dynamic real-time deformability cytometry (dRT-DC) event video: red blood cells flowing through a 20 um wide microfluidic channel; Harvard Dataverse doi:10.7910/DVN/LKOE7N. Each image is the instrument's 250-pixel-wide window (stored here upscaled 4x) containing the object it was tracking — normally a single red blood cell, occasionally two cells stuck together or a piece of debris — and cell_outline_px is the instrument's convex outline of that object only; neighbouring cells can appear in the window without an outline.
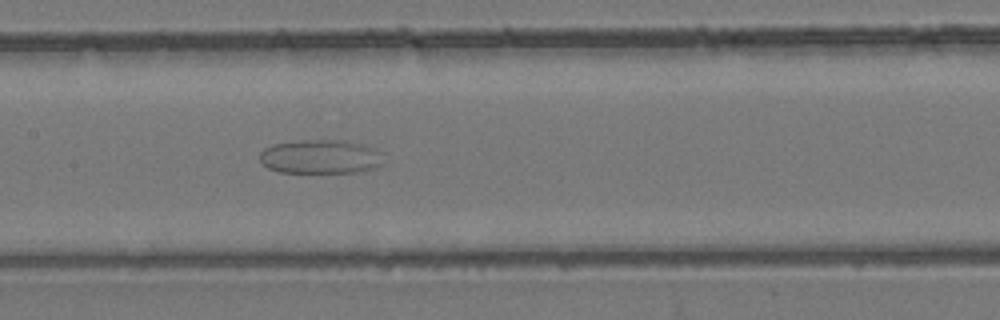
{"species": "common noctule bat (a hibernating species)", "species_latin": "Nyctalus noctula", "temperature_condition": "room temperature", "stored_images_in_passage": 55, "camera_frame_rate_fps": 3000, "um_per_image_px": 0.085, "animal": {"sex": "female", "body_mass_g": 24.6, "forearm_length_mm": 56.2}, "frame": {"image": 1, "passage_image": 27, "time_ms": 8.667, "image_size_px": [1000, 320], "cell_outline_px": [[384, 164], [376, 168], [360, 172], [280, 172], [268, 168], [260, 160], [260, 152], [264, 148], [272, 144], [300, 140], [336, 140], [360, 144], [376, 148], [380, 152]], "centroid_in_image_um": [27.25, 13.32], "position_along_channel_um": 180.1, "area_um2": 24.57}}
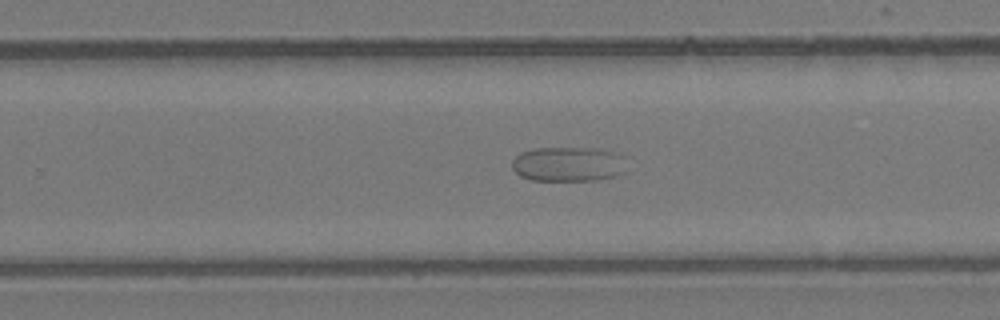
{"frame": {"image": 2, "passage_image": 35, "time_ms": 11.333, "image_size_px": [1000, 320], "cell_outline_px": [[624, 172], [616, 176], [596, 180], [532, 180], [520, 176], [512, 168], [512, 160], [520, 152], [532, 148], [596, 148], [612, 152], [624, 156]], "centroid_in_image_um": [48.27, 13.95], "position_along_channel_um": 281.5, "area_um2": 23.24}}
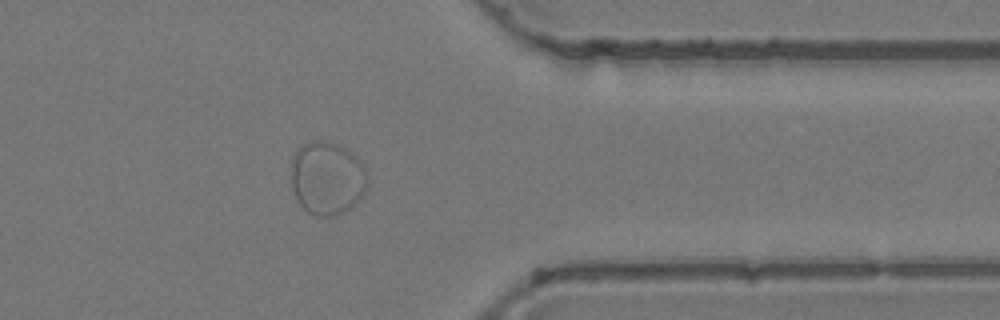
{"frame": {"image": 3, "passage_image": 44, "time_ms": 14.333, "image_size_px": [1000, 320], "cell_outline_px": [[368, 184], [364, 192], [356, 204], [352, 208], [336, 216], [312, 216], [300, 204], [292, 188], [288, 172], [292, 156], [304, 144], [312, 140], [324, 140], [340, 144], [348, 148], [364, 164], [368, 180]], "centroid_in_image_um": [27.8, 15.13], "position_along_channel_um": 383.6, "area_um2": 33.58}}